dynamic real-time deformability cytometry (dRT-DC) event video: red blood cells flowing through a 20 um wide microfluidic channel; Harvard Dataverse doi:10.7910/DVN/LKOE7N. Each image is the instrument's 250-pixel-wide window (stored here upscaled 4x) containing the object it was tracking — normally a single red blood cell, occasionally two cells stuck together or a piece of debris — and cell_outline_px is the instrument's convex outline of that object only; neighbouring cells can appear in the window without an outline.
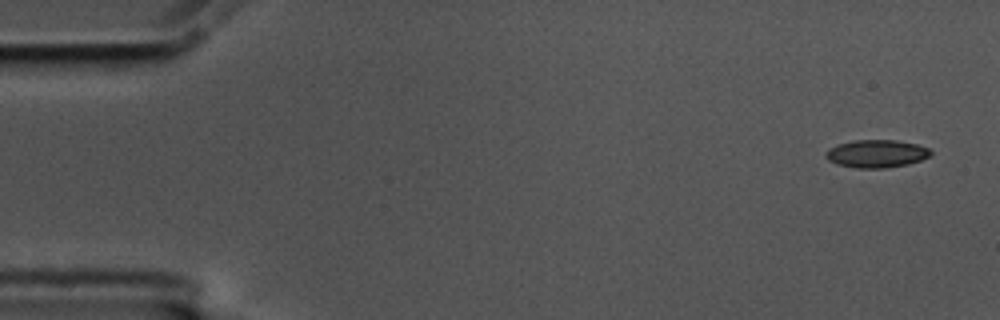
{"species": "common noctule bat (a hibernating species)", "species_latin": "Nyctalus noctula", "temperature_condition": "cold", "stored_images_in_passage": 5, "segment_of_instrument_passage": [1, 2], "camera_frame_rate_fps": 3000, "um_per_image_px": 0.085, "animal": {"sex": "male", "body_mass_g": 17.5, "forearm_length_mm": 52.3}, "frame": {"image": 1, "passage_image": 1, "time_ms": 0.0, "image_size_px": [1000, 320], "cell_outline_px": [[932, 152], [928, 156], [920, 160], [908, 164], [884, 168], [856, 168], [836, 164], [828, 160], [824, 156], [828, 148], [836, 144], [856, 140], [896, 140], [916, 144], [928, 148]], "centroid_in_image_um": [74.45, 13.06], "position_along_channel_um": 10.6, "area_um2": 16.99}}